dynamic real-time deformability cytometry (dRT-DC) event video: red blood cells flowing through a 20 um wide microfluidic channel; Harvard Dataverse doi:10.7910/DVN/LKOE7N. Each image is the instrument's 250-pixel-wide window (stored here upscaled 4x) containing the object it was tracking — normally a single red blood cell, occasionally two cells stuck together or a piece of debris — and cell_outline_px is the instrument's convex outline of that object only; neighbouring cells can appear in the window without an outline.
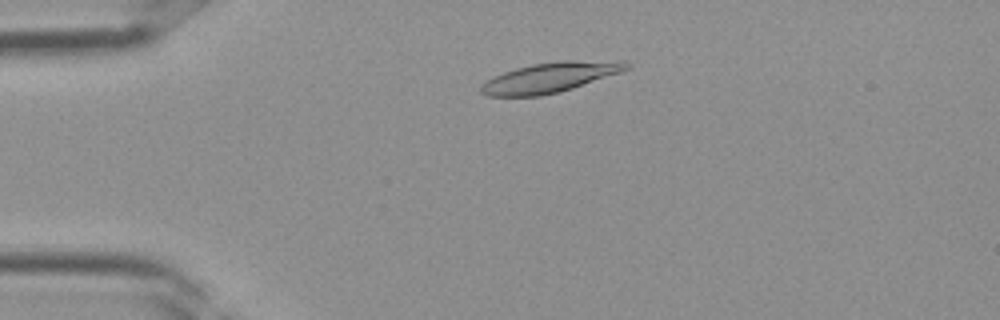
{"species": "Egyptian fruit bat (a non-hibernating species)", "species_latin": "Rousettus aegyptiacus", "temperature_condition": "room temperature", "stored_images_in_passage": 34, "camera_frame_rate_fps": 3000, "um_per_image_px": 0.085, "frame": {"image": 1, "passage_image": 6, "time_ms": 1.667, "image_size_px": [1000, 320], "cell_outline_px": [[632, 68], [560, 92], [540, 96], [484, 96], [480, 92], [480, 84], [504, 72], [516, 68], [532, 64], [556, 60], [624, 60], [632, 64]], "centroid_in_image_um": [46.8, 6.56], "position_along_channel_um": 38.2, "area_um2": 25.72}}
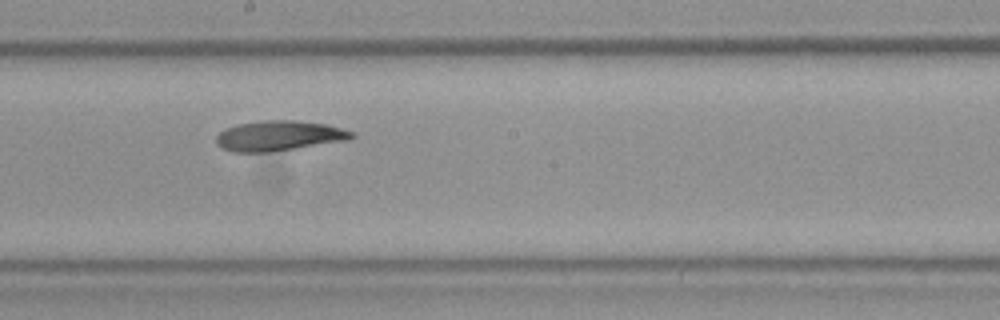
{"frame": {"image": 2, "passage_image": 18, "time_ms": 5.667, "image_size_px": [1000, 320], "cell_outline_px": [[356, 136], [348, 140], [268, 152], [232, 152], [216, 144], [216, 136], [220, 132], [236, 124], [264, 120], [292, 120], [328, 124], [352, 132]], "centroid_in_image_um": [23.7, 11.53], "position_along_channel_um": 224.5, "area_um2": 23.58}}
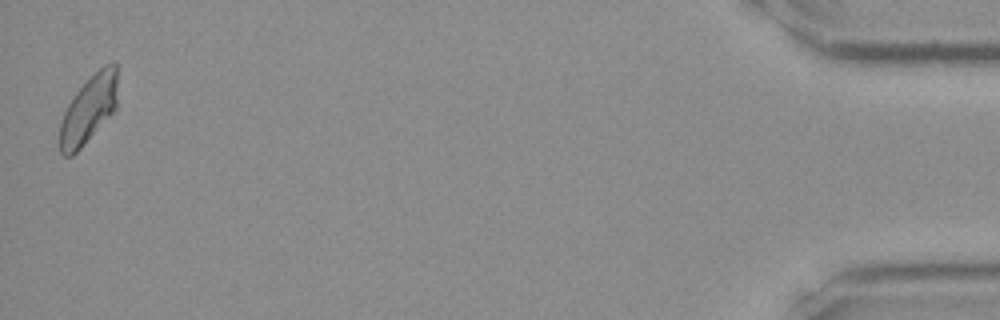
{"frame": {"image": 3, "passage_image": 34, "time_ms": 11.0, "image_size_px": [1000, 320], "cell_outline_px": [[116, 108], [80, 148], [72, 156], [64, 156], [60, 152], [60, 124], [64, 112], [68, 104], [76, 92], [104, 64], [116, 64]], "centroid_in_image_um": [7.51, 9.32], "position_along_channel_um": 427.7, "area_um2": 22.02}}